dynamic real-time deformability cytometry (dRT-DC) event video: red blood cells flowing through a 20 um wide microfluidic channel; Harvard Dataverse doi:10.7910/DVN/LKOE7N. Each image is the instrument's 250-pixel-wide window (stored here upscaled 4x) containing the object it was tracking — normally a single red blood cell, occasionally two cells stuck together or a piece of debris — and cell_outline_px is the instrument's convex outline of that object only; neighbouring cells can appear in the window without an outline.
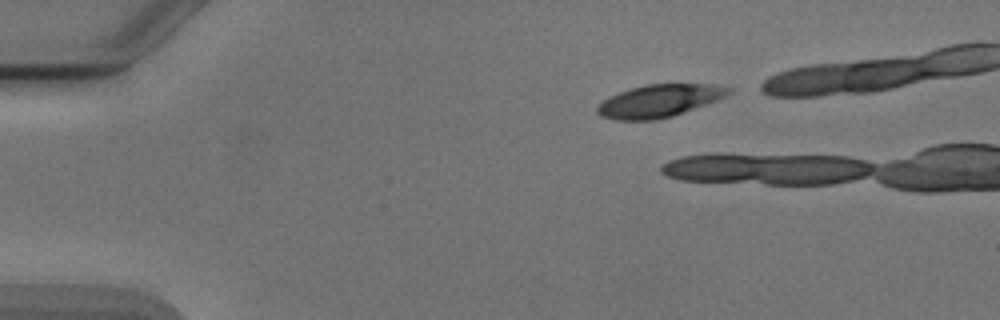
{"species": "Egyptian fruit bat (a non-hibernating species)", "species_latin": "Rousettus aegyptiacus", "temperature_condition": "cold", "stored_images_in_passage": 4, "camera_frame_rate_fps": 3000, "um_per_image_px": 0.085, "animal": {"sex": "male"}, "frame": {"image": 1, "passage_image": 1, "time_ms": 0.0, "image_size_px": [1000, 320], "cell_outline_px": [[732, 92], [716, 100], [672, 116], [652, 120], [616, 120], [600, 116], [596, 112], [596, 108], [604, 100], [620, 92], [632, 88], [648, 84], [712, 84], [732, 88]], "centroid_in_image_um": [56.02, 8.57], "position_along_channel_um": 29.0, "area_um2": 24.51}}